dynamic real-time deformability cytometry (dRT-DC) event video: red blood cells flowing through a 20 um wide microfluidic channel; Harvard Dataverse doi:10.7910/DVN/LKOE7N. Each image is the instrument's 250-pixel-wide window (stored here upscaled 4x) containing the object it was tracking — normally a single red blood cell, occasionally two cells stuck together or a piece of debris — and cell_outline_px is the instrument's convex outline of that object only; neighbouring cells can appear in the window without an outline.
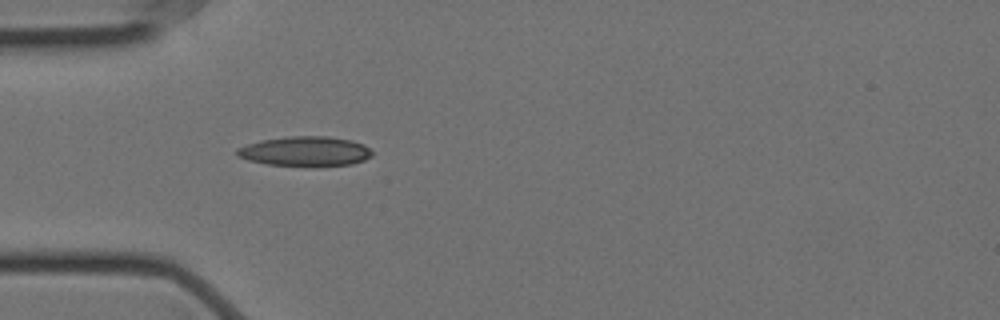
{"species": "Egyptian fruit bat (a non-hibernating species)", "species_latin": "Rousettus aegyptiacus", "temperature_condition": "cold", "stored_images_in_passage": 4, "camera_frame_rate_fps": 3000, "um_per_image_px": 0.085, "animal": {"sex": "female"}, "frame": {"image": 1, "passage_image": 4, "time_ms": 1.0, "image_size_px": [1000, 320], "cell_outline_px": [[372, 156], [364, 160], [352, 164], [268, 164], [248, 160], [236, 156], [236, 148], [260, 140], [288, 136], [328, 136], [352, 140], [364, 144], [372, 152]], "centroid_in_image_um": [25.92, 12.82], "position_along_channel_um": 59.1, "area_um2": 22.83}}